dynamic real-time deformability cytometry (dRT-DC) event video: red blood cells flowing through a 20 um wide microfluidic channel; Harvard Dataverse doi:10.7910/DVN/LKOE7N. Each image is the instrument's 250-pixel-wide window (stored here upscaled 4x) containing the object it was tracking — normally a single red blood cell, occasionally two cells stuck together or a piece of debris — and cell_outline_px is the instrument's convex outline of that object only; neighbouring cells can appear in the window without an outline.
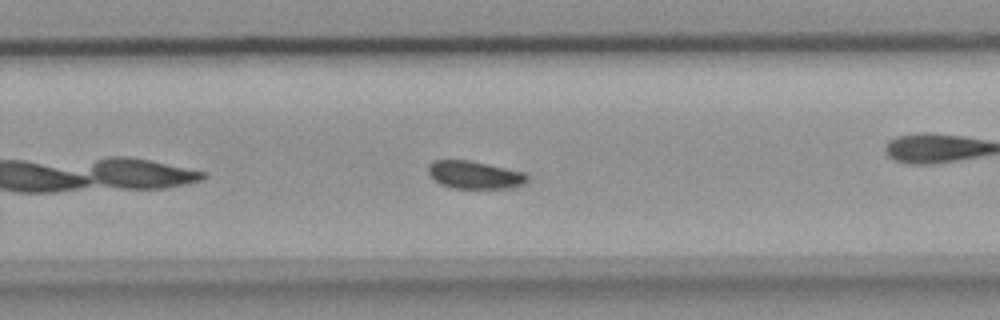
{"species": "common noctule bat (a hibernating species)", "species_latin": "Nyctalus noctula", "temperature_condition": "room temperature", "stored_images_in_passage": 28, "camera_frame_rate_fps": 3000, "um_per_image_px": 0.085, "animal": {"sex": "female", "body_mass_g": 18.4}, "frame": {"image": 1, "passage_image": 20, "time_ms": 6.333, "image_size_px": [1000, 320], "cell_outline_px": [[528, 180], [524, 184], [508, 188], [452, 188], [440, 184], [428, 172], [428, 164], [432, 160], [472, 160], [524, 172], [528, 176]], "centroid_in_image_um": [40.34, 14.85], "position_along_channel_um": 289.5, "area_um2": 16.07}, "authors_computed_cell_mechanics": {"area_um2": 16.3574, "velocity_mm_per_s": 3.9074, "shape_relaxation_time_tau1_ms": null, "shape_relaxation_time_tau2_ms": 4.6619, "deformation_change_tau1": null, "deformation_change_tau2": 0.0825}}